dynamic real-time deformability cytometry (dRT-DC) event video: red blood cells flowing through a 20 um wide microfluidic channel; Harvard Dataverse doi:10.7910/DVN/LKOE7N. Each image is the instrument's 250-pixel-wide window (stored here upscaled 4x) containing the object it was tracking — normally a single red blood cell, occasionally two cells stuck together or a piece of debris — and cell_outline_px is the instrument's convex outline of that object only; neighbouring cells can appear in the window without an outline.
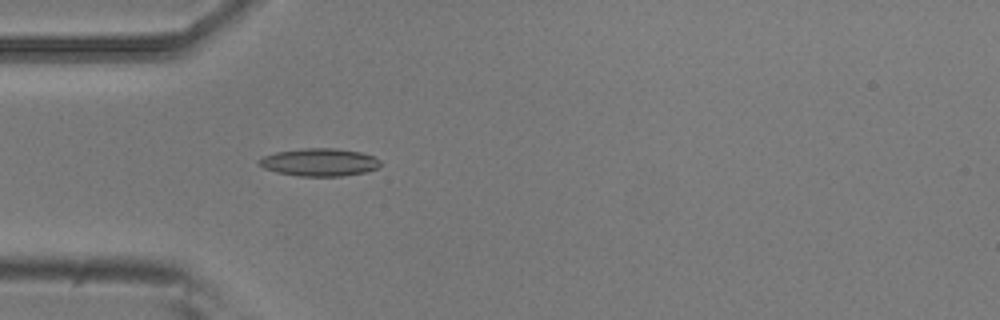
{"species": "common noctule bat (a hibernating species)", "species_latin": "Nyctalus noctula", "temperature_condition": "room temperature", "stored_images_in_passage": 4, "camera_frame_rate_fps": 3000, "um_per_image_px": 0.085, "animal": {"sex": "male", "body_mass_g": 20.5, "forearm_length_mm": 52.5}, "frame": {"image": 1, "passage_image": 4, "time_ms": 1.0, "image_size_px": [1000, 320], "cell_outline_px": [[380, 164], [376, 168], [364, 172], [340, 176], [300, 176], [276, 172], [264, 168], [256, 164], [264, 156], [276, 152], [304, 148], [336, 148], [360, 152], [372, 156], [380, 160]], "centroid_in_image_um": [27.12, 13.79], "position_along_channel_um": 57.9, "area_um2": 19.42}}